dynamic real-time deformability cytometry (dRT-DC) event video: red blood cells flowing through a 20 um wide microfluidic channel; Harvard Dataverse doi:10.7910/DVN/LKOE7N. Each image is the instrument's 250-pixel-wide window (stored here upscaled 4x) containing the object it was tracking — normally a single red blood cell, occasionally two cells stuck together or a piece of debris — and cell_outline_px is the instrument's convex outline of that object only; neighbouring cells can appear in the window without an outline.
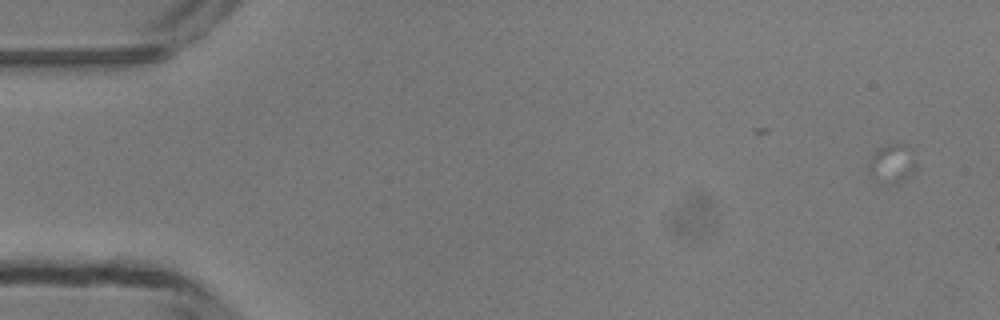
{"species": "common noctule bat (a hibernating species)", "species_latin": "Nyctalus noctula", "temperature_condition": "room temperature", "stored_images_in_passage": 3, "camera_frame_rate_fps": 3000, "um_per_image_px": 0.085, "animal": {"sex": "male", "body_mass_g": 13.3}, "frame": {"image": 1, "passage_image": 1, "time_ms": 0.0, "image_size_px": [1000, 320], "cell_outline_px": [[916, 168], [908, 176], [900, 180], [892, 180], [872, 176], [868, 172], [868, 164], [872, 156], [880, 148], [888, 144], [908, 144], [912, 148], [916, 164]], "centroid_in_image_um": [75.88, 13.79], "position_along_channel_um": 9.1, "area_um2": 10.0}}